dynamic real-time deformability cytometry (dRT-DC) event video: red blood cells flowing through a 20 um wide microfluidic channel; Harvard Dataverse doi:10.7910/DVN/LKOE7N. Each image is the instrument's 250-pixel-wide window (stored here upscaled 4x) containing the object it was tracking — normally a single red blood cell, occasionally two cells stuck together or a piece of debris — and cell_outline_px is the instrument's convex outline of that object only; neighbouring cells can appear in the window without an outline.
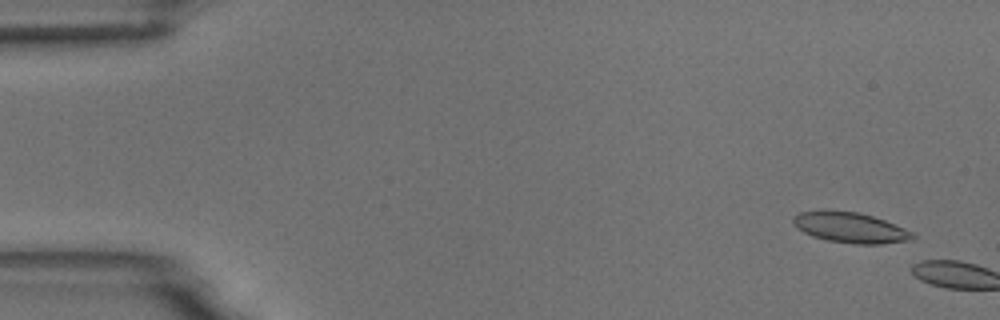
{"species": "common noctule bat (a hibernating species)", "species_latin": "Nyctalus noctula", "temperature_condition": "room temperature", "stored_images_in_passage": 2, "camera_frame_rate_fps": 3000, "um_per_image_px": 0.085, "animal": {"sex": "male", "body_mass_g": 18.8}, "frame": {"image": 1, "passage_image": 1, "time_ms": 0.0, "image_size_px": [1000, 320], "cell_outline_px": [[916, 236], [912, 240], [880, 244], [856, 244], [828, 240], [812, 236], [796, 228], [792, 224], [792, 216], [800, 212], [824, 208], [860, 212], [884, 220], [904, 228], [912, 232]], "centroid_in_image_um": [72.21, 19.31], "position_along_channel_um": 12.8, "area_um2": 21.68}}